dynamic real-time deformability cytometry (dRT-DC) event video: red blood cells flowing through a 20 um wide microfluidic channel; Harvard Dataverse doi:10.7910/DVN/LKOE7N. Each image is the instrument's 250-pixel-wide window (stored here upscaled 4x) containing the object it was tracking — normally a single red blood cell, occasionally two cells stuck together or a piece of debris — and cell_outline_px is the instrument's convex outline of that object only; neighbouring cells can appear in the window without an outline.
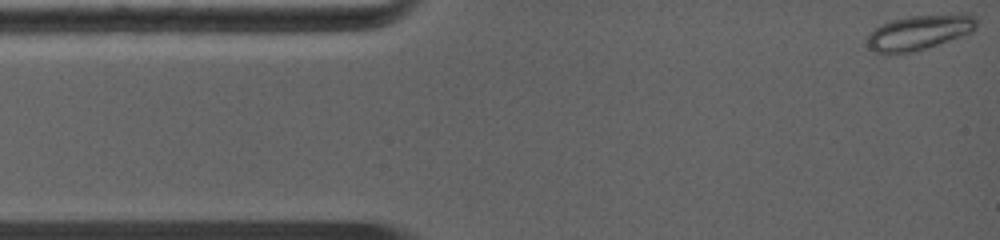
{"species": "common noctule bat (a hibernating species)", "species_latin": "Nyctalus noctula", "temperature_condition": "warm", "stored_images_in_passage": 61, "camera_frame_rate_fps": 5000, "um_per_image_px": 0.085, "animal": {"sex": "female", "body_mass_g": 19.0, "forearm_length_mm": 56.7}, "frame": {"image": 1, "passage_image": 1, "time_ms": 0.0, "image_size_px": [1000, 240], "cell_outline_px": [[980, 20], [976, 28], [972, 32], [916, 52], [888, 56], [876, 52], [868, 48], [864, 44], [868, 36], [880, 24], [892, 20], [908, 16], [960, 12], [968, 12], [976, 16]], "centroid_in_image_um": [78.17, 2.75], "position_along_channel_um": 6.8, "area_um2": 23.35}}
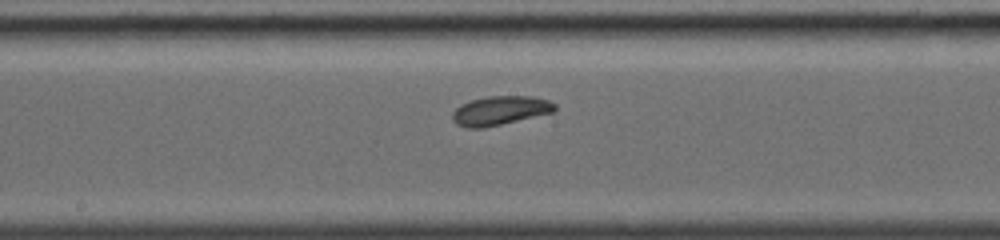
{"frame": {"image": 2, "passage_image": 32, "time_ms": 6.2, "image_size_px": [1000, 240], "cell_outline_px": [[556, 112], [500, 124], [480, 128], [468, 128], [456, 124], [452, 120], [452, 112], [460, 104], [472, 100], [488, 96], [532, 96], [548, 100], [556, 104]], "centroid_in_image_um": [42.52, 9.39], "position_along_channel_um": 205.7, "area_um2": 17.34}}
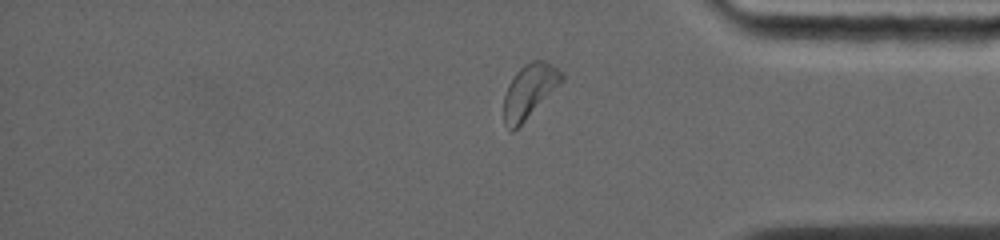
{"frame": {"image": 3, "passage_image": 54, "time_ms": 10.6, "image_size_px": [1000, 240], "cell_outline_px": [[564, 80], [512, 132], [508, 132], [504, 124], [504, 96], [508, 84], [516, 72], [524, 64], [532, 60], [544, 60], [556, 68], [564, 76]], "centroid_in_image_um": [44.96, 7.73], "position_along_channel_um": 390.2, "area_um2": 17.8}}